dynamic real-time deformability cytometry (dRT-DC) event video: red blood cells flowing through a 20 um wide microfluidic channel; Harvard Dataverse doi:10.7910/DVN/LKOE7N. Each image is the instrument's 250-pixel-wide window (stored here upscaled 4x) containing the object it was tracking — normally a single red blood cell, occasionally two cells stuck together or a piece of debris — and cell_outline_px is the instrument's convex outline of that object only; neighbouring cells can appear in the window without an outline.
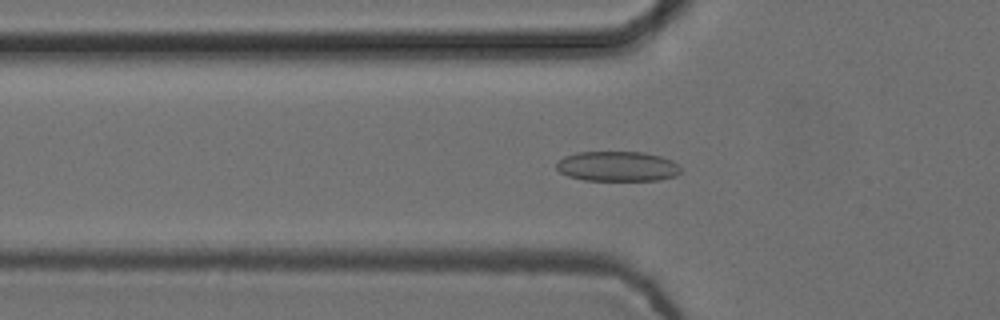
{"species": "common noctule bat (a hibernating species)", "species_latin": "Nyctalus noctula", "temperature_condition": "cold", "stored_images_in_passage": 55, "camera_frame_rate_fps": 3000, "um_per_image_px": 0.085, "animal": {"sex": "female", "body_mass_g": 24.6, "forearm_length_mm": 56.2}, "frame": {"image": 1, "passage_image": 19, "time_ms": 6.0, "image_size_px": [1000, 320], "cell_outline_px": [[680, 172], [676, 176], [660, 180], [584, 180], [568, 176], [560, 172], [556, 168], [556, 164], [564, 156], [576, 152], [644, 152], [660, 156], [672, 160], [680, 168]], "centroid_in_image_um": [52.47, 14.14], "position_along_channel_um": 73.3, "area_um2": 21.73}}
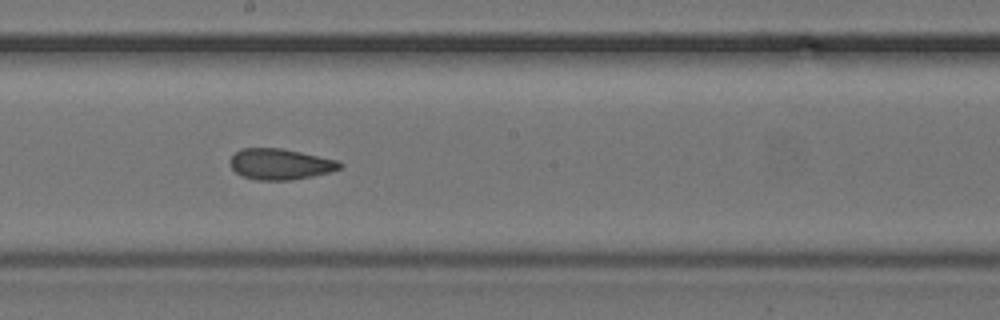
{"frame": {"image": 2, "passage_image": 31, "time_ms": 10.0, "image_size_px": [1000, 320], "cell_outline_px": [[344, 164], [340, 168], [328, 172], [312, 176], [292, 180], [256, 180], [240, 176], [232, 168], [228, 160], [240, 148], [280, 148], [340, 160]], "centroid_in_image_um": [23.8, 13.95], "position_along_channel_um": 224.4, "area_um2": 19.88}}
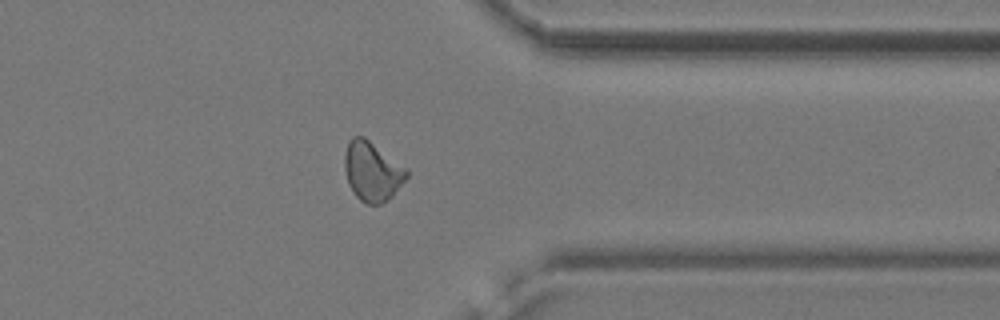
{"frame": {"image": 3, "passage_image": 44, "time_ms": 14.333, "image_size_px": [1000, 320], "cell_outline_px": [[408, 176], [392, 196], [384, 204], [364, 204], [356, 196], [348, 184], [344, 168], [344, 156], [348, 140], [352, 136], [364, 136], [404, 168], [408, 172]], "centroid_in_image_um": [31.59, 14.59], "position_along_channel_um": 379.8, "area_um2": 21.27}, "authors_computed_cell_mechanics": {"area_um2": 21.2126, "velocity_mm_per_s": 3.7477, "shape_relaxation_time_tau1_ms": null, "shape_relaxation_time_tau2_ms": 2.1485, "deformation_change_tau1": null, "deformation_change_tau2": 0.0676}}